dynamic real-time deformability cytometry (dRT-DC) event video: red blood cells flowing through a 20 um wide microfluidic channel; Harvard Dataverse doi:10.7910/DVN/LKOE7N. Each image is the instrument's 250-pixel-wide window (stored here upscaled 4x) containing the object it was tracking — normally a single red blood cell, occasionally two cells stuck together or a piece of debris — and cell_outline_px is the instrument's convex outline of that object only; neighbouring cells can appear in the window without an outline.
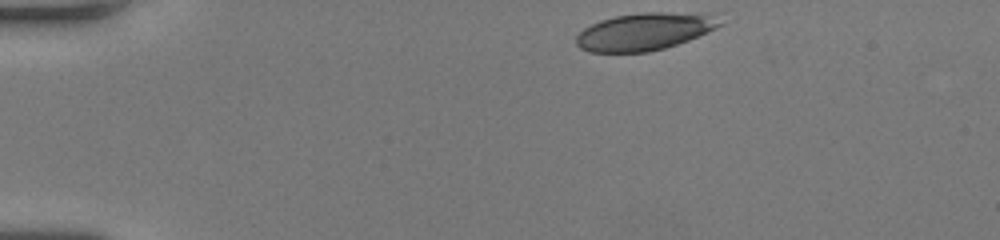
{"species": "human", "species_latin": "Homo sapiens", "temperature_condition": "room temperature", "stored_images_in_passage": 37, "camera_frame_rate_fps": 3000, "um_per_image_px": 0.085, "donor": {"sex": "female"}, "frame": {"image": 1, "passage_image": 1, "time_ms": 0.0, "image_size_px": [1000, 240], "cell_outline_px": [[724, 24], [688, 40], [664, 48], [648, 52], [588, 52], [580, 48], [576, 44], [576, 36], [584, 28], [600, 20], [616, 16], [644, 12], [704, 12]], "centroid_in_image_um": [54.76, 2.67], "position_along_channel_um": 30.2, "area_um2": 31.15}}
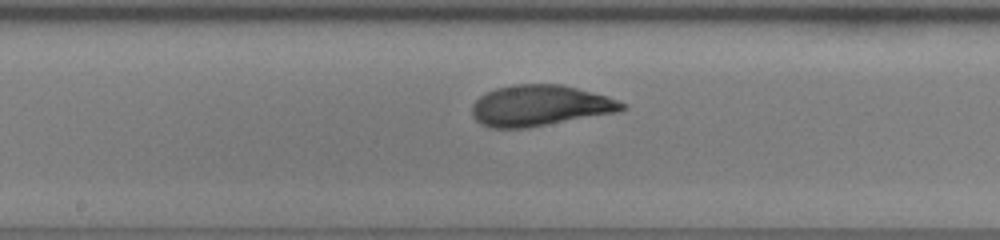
{"frame": {"image": 2, "passage_image": 20, "time_ms": 6.333, "image_size_px": [1000, 240], "cell_outline_px": [[628, 108], [620, 112], [524, 128], [492, 128], [480, 124], [472, 116], [472, 104], [480, 96], [496, 88], [512, 84], [560, 84], [608, 96], [628, 104]], "centroid_in_image_um": [45.92, 8.98], "position_along_channel_um": 202.3, "area_um2": 35.89}}
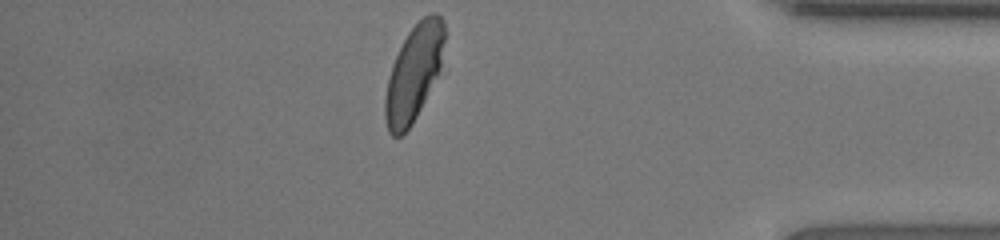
{"frame": {"image": 3, "passage_image": 37, "time_ms": 12.0, "image_size_px": [1000, 240], "cell_outline_px": [[444, 40], [440, 68], [412, 124], [400, 136], [392, 136], [388, 132], [384, 116], [384, 96], [388, 76], [392, 64], [408, 32], [424, 16], [432, 12], [436, 12], [444, 20]], "centroid_in_image_um": [35.14, 6.21], "position_along_channel_um": 400.1, "area_um2": 32.66}, "authors_computed_cell_mechanics": {"area_um2": 34.9112, "velocity_mm_per_s": 4.0263, "shape_relaxation_time_tau1_ms": 3.7169, "shape_relaxation_time_tau2_ms": null, "deformation_change_tau1": 0.2043, "deformation_change_tau2": null}}